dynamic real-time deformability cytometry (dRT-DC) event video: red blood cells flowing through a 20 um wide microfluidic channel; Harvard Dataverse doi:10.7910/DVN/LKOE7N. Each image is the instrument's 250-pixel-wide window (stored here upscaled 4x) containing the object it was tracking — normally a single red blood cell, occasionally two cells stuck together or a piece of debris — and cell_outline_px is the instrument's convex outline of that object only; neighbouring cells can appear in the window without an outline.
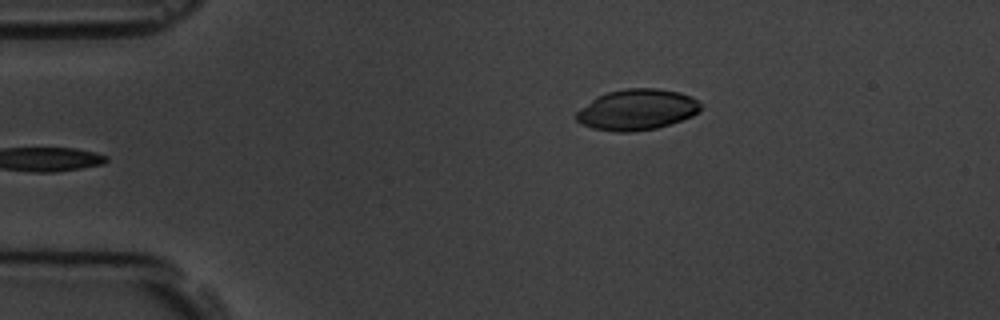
{"species": "common noctule bat (a hibernating species)", "species_latin": "Nyctalus noctula", "temperature_condition": "room temperature", "stored_images_in_passage": 4, "camera_frame_rate_fps": 3000, "um_per_image_px": 0.085, "animal": {"sex": "male", "body_mass_g": 19.5, "forearm_length_mm": 54.6}, "frame": {"image": 1, "passage_image": 1, "time_ms": 0.0, "image_size_px": [1000, 320], "cell_outline_px": [[704, 104], [700, 112], [692, 116], [656, 128], [632, 132], [616, 132], [592, 128], [580, 124], [576, 120], [576, 112], [580, 108], [596, 96], [608, 92], [628, 88], [656, 88], [680, 92], [692, 96]], "centroid_in_image_um": [54.16, 9.32], "position_along_channel_um": 30.8, "area_um2": 29.88}}
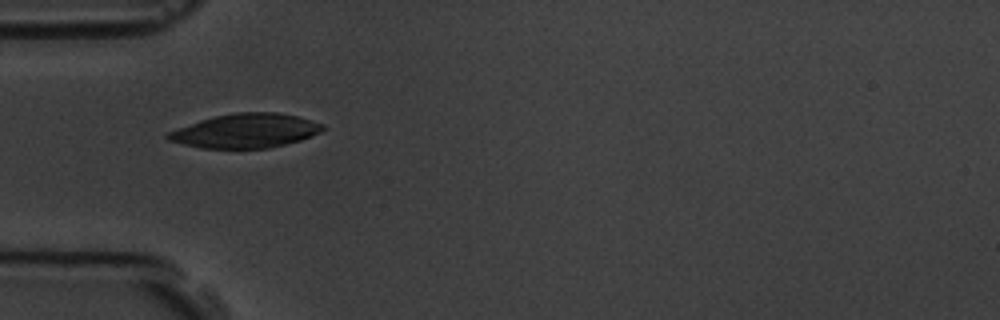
{"frame": {"image": 2, "passage_image": 3, "time_ms": 2.333, "image_size_px": [1000, 320], "cell_outline_px": [[328, 128], [312, 136], [300, 140], [268, 148], [200, 148], [168, 140], [164, 136], [168, 132], [200, 120], [216, 116], [236, 112], [276, 112], [296, 116], [312, 120], [324, 124]], "centroid_in_image_um": [20.91, 11.11], "position_along_channel_um": 64.1, "area_um2": 30.69}}
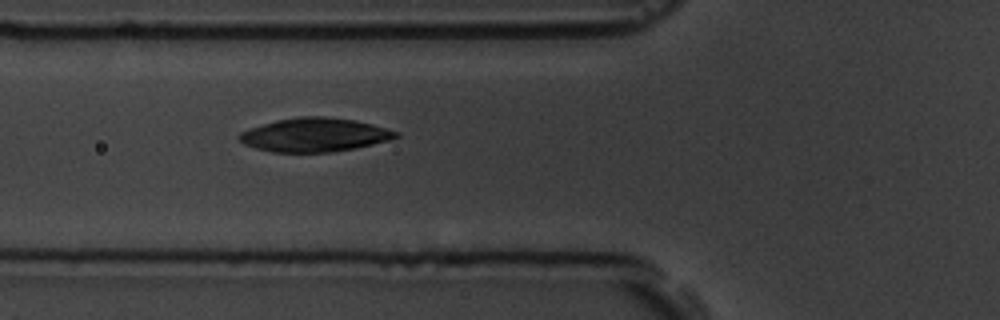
{"frame": {"image": 3, "passage_image": 4, "time_ms": 3.333, "image_size_px": [1000, 320], "cell_outline_px": [[400, 136], [392, 140], [356, 148], [332, 152], [272, 152], [256, 148], [244, 144], [236, 136], [240, 132], [248, 128], [276, 120], [300, 116], [324, 116], [356, 120], [372, 124], [400, 132]], "centroid_in_image_um": [26.76, 11.46], "position_along_channel_um": 99.0, "area_um2": 31.1}}